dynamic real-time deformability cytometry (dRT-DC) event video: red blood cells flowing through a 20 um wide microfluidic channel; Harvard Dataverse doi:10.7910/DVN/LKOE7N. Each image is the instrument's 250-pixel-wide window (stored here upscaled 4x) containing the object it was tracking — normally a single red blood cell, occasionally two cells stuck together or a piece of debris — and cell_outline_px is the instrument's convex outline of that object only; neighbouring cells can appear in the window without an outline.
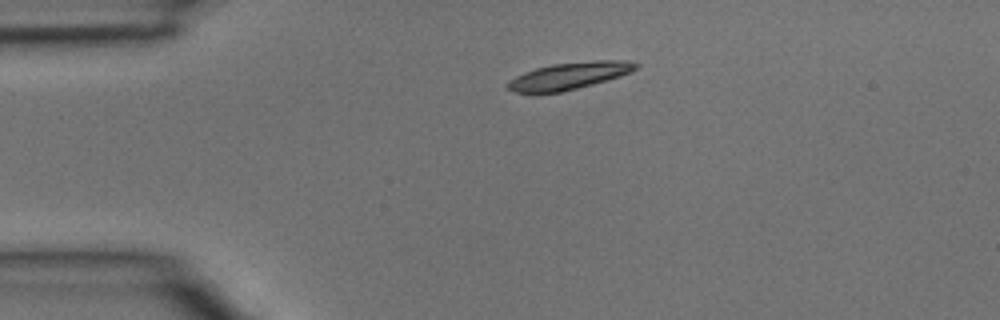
{"species": "common noctule bat (a hibernating species)", "species_latin": "Nyctalus noctula", "temperature_condition": "room temperature", "stored_images_in_passage": 3, "camera_frame_rate_fps": 3000, "um_per_image_px": 0.085, "animal": {"sex": "male", "body_mass_g": 15.6}, "frame": {"image": 1, "passage_image": 2, "time_ms": 0.333, "image_size_px": [1000, 320], "cell_outline_px": [[640, 64], [632, 72], [608, 80], [560, 92], [516, 92], [504, 88], [504, 84], [516, 76], [524, 72], [536, 68], [552, 64], [596, 60], [628, 60]], "centroid_in_image_um": [48.38, 6.43], "position_along_channel_um": 36.6, "area_um2": 20.11}}